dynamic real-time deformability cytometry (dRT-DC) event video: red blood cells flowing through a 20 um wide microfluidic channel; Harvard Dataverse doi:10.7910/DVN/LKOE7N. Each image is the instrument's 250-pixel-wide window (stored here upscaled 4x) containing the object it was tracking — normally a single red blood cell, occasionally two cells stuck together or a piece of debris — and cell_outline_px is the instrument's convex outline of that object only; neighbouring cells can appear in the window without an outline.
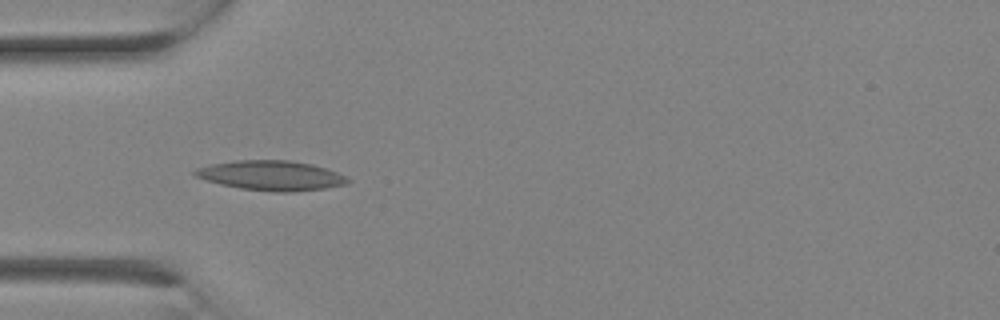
{"species": "Egyptian fruit bat (a non-hibernating species)", "species_latin": "Rousettus aegyptiacus", "temperature_condition": "room temperature", "stored_images_in_passage": 11, "camera_frame_rate_fps": 3000, "um_per_image_px": 0.085, "animal": {"sex": "female"}, "frame": {"image": 1, "passage_image": 8, "time_ms": 2.333, "image_size_px": [1000, 320], "cell_outline_px": [[352, 180], [348, 184], [324, 188], [292, 192], [276, 192], [240, 188], [220, 184], [196, 176], [192, 172], [196, 168], [212, 164], [236, 160], [288, 160], [312, 164], [336, 172]], "centroid_in_image_um": [23.06, 14.92], "position_along_channel_um": 61.9, "area_um2": 26.3}}
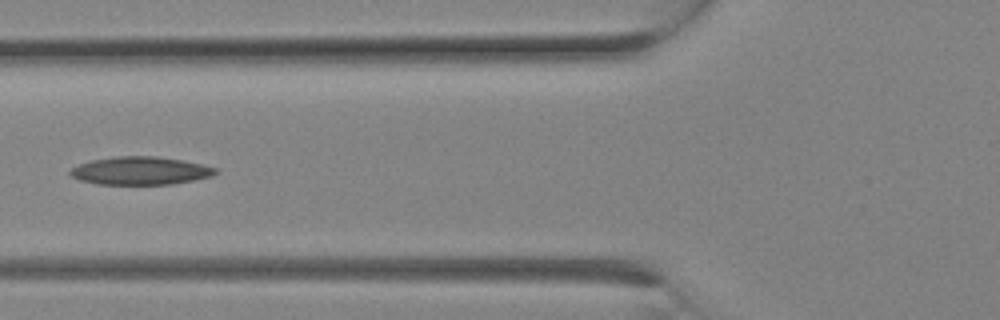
{"frame": {"image": 2, "passage_image": 10, "time_ms": 3.0, "image_size_px": [1000, 320], "cell_outline_px": [[220, 172], [212, 176], [172, 184], [96, 184], [80, 180], [72, 176], [68, 172], [72, 168], [80, 164], [92, 160], [116, 156], [156, 156], [180, 160], [200, 164], [216, 168]], "centroid_in_image_um": [11.93, 14.51], "position_along_channel_um": 113.9, "area_um2": 23.52}}